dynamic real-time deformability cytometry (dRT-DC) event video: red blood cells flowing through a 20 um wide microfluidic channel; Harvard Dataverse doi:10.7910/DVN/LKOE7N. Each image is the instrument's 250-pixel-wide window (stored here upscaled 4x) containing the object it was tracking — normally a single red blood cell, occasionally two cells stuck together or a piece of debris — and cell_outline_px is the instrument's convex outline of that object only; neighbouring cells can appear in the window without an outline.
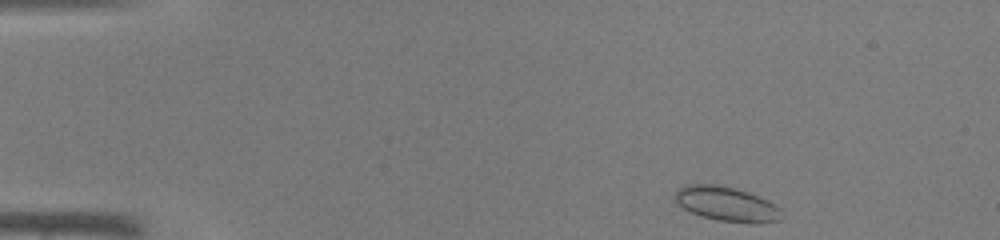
{"species": "common noctule bat (a hibernating species)", "species_latin": "Nyctalus noctula", "temperature_condition": "warm", "stored_images_in_passage": 40, "camera_frame_rate_fps": 3000, "um_per_image_px": 0.085, "animal": {"sex": "male", "body_mass_g": 19.0, "forearm_length_mm": 50.8}, "frame": {"image": 1, "passage_image": 1, "time_ms": 0.0, "image_size_px": [1000, 240], "cell_outline_px": [[784, 216], [780, 220], [760, 224], [752, 224], [716, 220], [700, 216], [676, 204], [676, 192], [680, 188], [688, 184], [716, 184], [748, 192], [768, 200], [776, 204], [780, 208]], "centroid_in_image_um": [61.82, 17.37], "position_along_channel_um": 23.2, "area_um2": 21.68}}
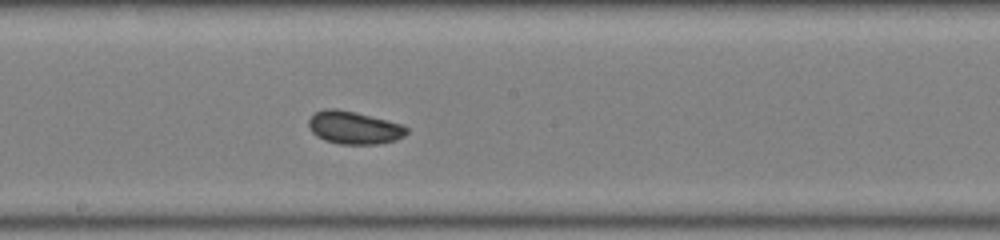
{"frame": {"image": 2, "passage_image": 20, "time_ms": 6.333, "image_size_px": [1000, 240], "cell_outline_px": [[408, 132], [404, 136], [396, 140], [376, 144], [340, 144], [324, 140], [316, 136], [312, 132], [308, 124], [308, 120], [316, 112], [324, 108], [336, 108], [356, 112], [400, 124], [408, 128]], "centroid_in_image_um": [30.07, 10.85], "position_along_channel_um": 218.1, "area_um2": 18.67}}
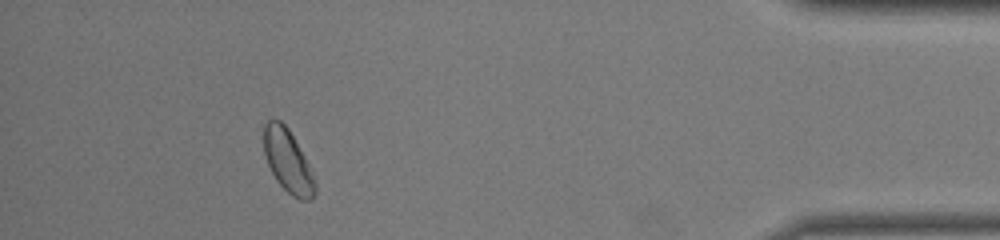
{"frame": {"image": 3, "passage_image": 36, "time_ms": 11.667, "image_size_px": [1000, 240], "cell_outline_px": [[316, 192], [312, 200], [300, 200], [292, 196], [276, 180], [268, 164], [264, 152], [264, 124], [268, 120], [280, 120], [288, 128], [304, 156], [312, 172], [316, 184]], "centroid_in_image_um": [24.48, 13.72], "position_along_channel_um": 410.7, "area_um2": 18.55}}